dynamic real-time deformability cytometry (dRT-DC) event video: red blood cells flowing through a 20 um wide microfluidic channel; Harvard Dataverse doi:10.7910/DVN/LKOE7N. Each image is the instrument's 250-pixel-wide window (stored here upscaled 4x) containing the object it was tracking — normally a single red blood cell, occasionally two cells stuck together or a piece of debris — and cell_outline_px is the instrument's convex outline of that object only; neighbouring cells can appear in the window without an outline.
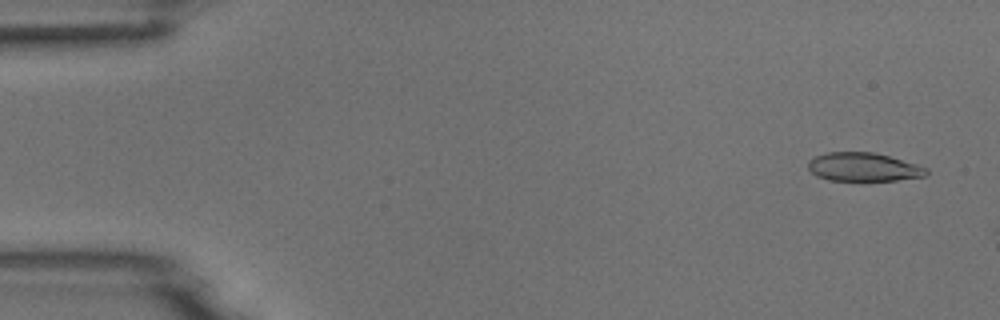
{"species": "common noctule bat (a hibernating species)", "species_latin": "Nyctalus noctula", "temperature_condition": "room temperature", "stored_images_in_passage": 7, "camera_frame_rate_fps": 3000, "um_per_image_px": 0.085, "animal": {"sex": "male", "body_mass_g": 18.8}, "frame": {"image": 1, "passage_image": 1, "time_ms": 0.0, "image_size_px": [1000, 320], "cell_outline_px": [[928, 172], [924, 176], [896, 180], [828, 180], [816, 176], [808, 168], [808, 160], [816, 156], [828, 152], [872, 152], [888, 156], [916, 164], [928, 168]], "centroid_in_image_um": [73.37, 14.19], "position_along_channel_um": 11.6, "area_um2": 19.48}}
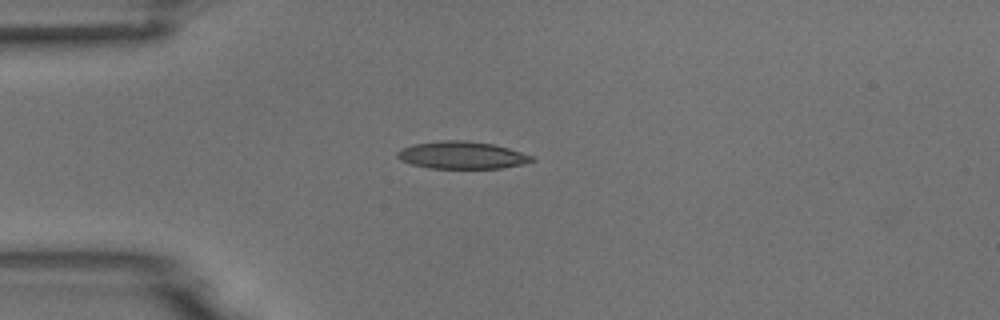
{"frame": {"image": 2, "passage_image": 4, "time_ms": 1.0, "image_size_px": [1000, 320], "cell_outline_px": [[536, 160], [524, 164], [500, 168], [428, 168], [412, 164], [400, 160], [396, 156], [396, 152], [412, 144], [440, 140], [464, 140], [492, 144], [508, 148], [532, 156]], "centroid_in_image_um": [39.24, 13.19], "position_along_channel_um": 45.8, "area_um2": 21.39}}